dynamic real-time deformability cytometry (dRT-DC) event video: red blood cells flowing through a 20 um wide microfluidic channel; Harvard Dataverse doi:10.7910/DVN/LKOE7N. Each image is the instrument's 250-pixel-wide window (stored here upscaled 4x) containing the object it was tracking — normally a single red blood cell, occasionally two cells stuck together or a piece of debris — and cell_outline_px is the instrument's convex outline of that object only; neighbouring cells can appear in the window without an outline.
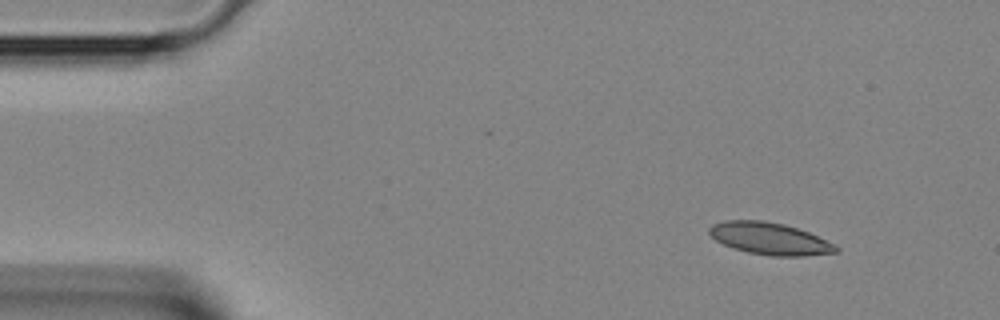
{"species": "Egyptian fruit bat (a non-hibernating species)", "species_latin": "Rousettus aegyptiacus", "temperature_condition": "room temperature", "stored_images_in_passage": 3, "camera_frame_rate_fps": 3000, "um_per_image_px": 0.085, "animal": {"sex": "female"}, "frame": {"image": 1, "passage_image": 1, "time_ms": 0.0, "image_size_px": [1000, 320], "cell_outline_px": [[840, 252], [804, 256], [772, 256], [748, 252], [732, 248], [716, 240], [708, 232], [708, 228], [712, 224], [724, 220], [764, 220], [784, 224], [808, 232], [836, 244], [840, 248]], "centroid_in_image_um": [65.44, 20.28], "position_along_channel_um": 19.6, "area_um2": 23.81}}